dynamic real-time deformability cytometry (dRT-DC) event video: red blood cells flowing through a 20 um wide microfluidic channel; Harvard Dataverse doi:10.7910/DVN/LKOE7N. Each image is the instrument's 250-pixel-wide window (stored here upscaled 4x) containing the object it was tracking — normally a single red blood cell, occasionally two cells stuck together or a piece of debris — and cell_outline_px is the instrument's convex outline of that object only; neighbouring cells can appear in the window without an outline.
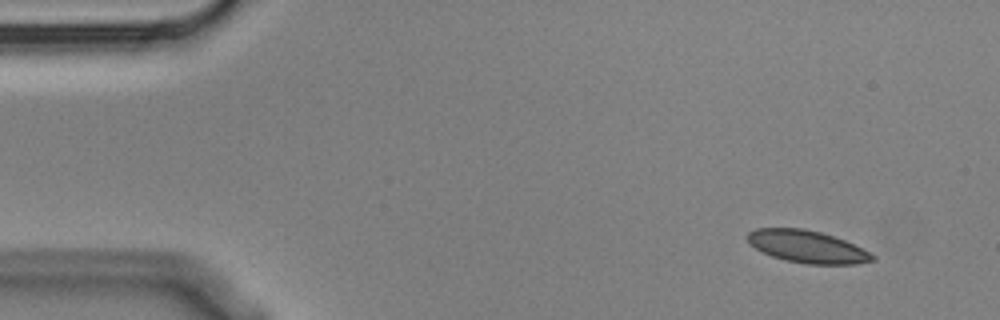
{"species": "Egyptian fruit bat (a non-hibernating species)", "species_latin": "Rousettus aegyptiacus", "temperature_condition": "cold", "stored_images_in_passage": 11, "camera_frame_rate_fps": 3000, "um_per_image_px": 0.085, "animal": {"sex": "male"}, "frame": {"image": 1, "passage_image": 1, "time_ms": 0.0, "image_size_px": [1000, 320], "cell_outline_px": [[876, 260], [856, 264], [808, 264], [784, 260], [772, 256], [748, 244], [748, 232], [756, 228], [804, 228], [820, 232], [844, 240], [876, 256]], "centroid_in_image_um": [68.59, 20.97], "position_along_channel_um": 16.4, "area_um2": 23.35}}
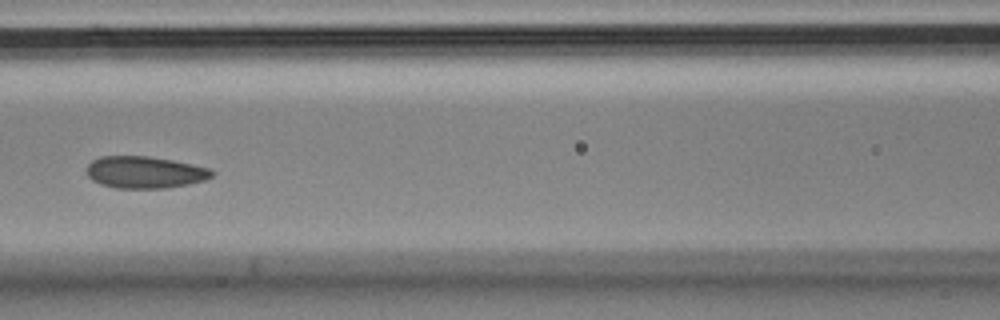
{"frame": {"image": 2, "passage_image": 6, "time_ms": 1.667, "image_size_px": [1000, 320], "cell_outline_px": [[216, 172], [212, 176], [204, 180], [188, 184], [168, 188], [116, 188], [100, 184], [92, 180], [88, 176], [88, 164], [92, 160], [100, 156], [148, 156], [172, 160], [212, 168]], "centroid_in_image_um": [12.34, 14.64], "position_along_channel_um": 154.3, "area_um2": 23.41}}
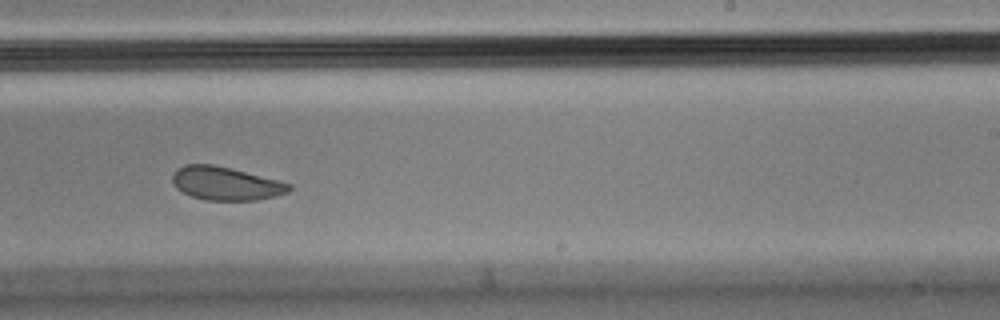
{"frame": {"image": 3, "passage_image": 9, "time_ms": 2.667, "image_size_px": [1000, 320], "cell_outline_px": [[292, 188], [288, 192], [256, 200], [204, 200], [192, 196], [176, 188], [172, 184], [172, 176], [176, 168], [184, 164], [212, 164], [232, 168], [292, 184]], "centroid_in_image_um": [19.15, 15.58], "position_along_channel_um": 269.9, "area_um2": 22.66}}